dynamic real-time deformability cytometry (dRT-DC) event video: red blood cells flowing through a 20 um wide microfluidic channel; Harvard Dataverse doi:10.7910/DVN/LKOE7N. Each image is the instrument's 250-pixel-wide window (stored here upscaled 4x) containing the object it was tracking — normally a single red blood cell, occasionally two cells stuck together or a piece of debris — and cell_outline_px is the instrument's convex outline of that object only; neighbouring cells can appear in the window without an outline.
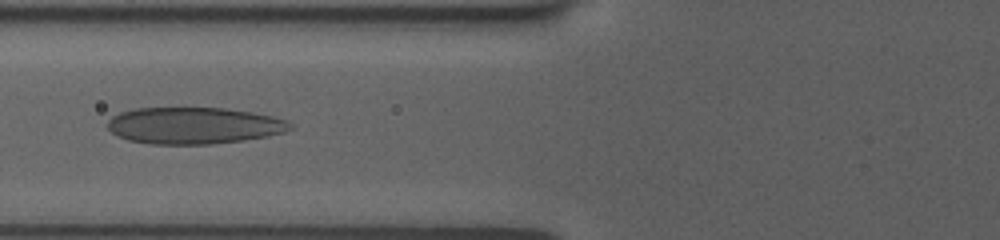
{"species": "human", "species_latin": "Homo sapiens", "temperature_condition": "room temperature", "stored_images_in_passage": 29, "camera_frame_rate_fps": 3000, "um_per_image_px": 0.085, "donor": {"sex": "female"}, "frame": {"image": 1, "passage_image": 7, "time_ms": 1.333, "image_size_px": [1000, 240], "cell_outline_px": [[292, 128], [284, 132], [268, 136], [244, 140], [212, 144], [152, 144], [128, 140], [112, 132], [108, 128], [108, 120], [112, 116], [120, 112], [136, 108], [224, 108], [248, 112], [268, 116], [284, 120], [292, 124]], "centroid_in_image_um": [16.44, 10.68], "position_along_channel_um": 109.4, "area_um2": 38.67}}
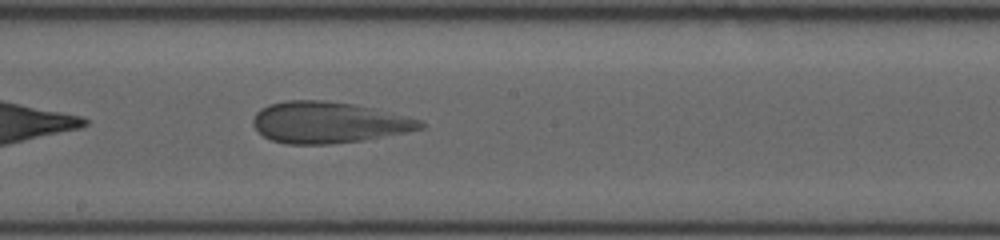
{"frame": {"image": 2, "passage_image": 17, "time_ms": 4.333, "image_size_px": [1000, 240], "cell_outline_px": [[424, 128], [404, 132], [360, 140], [328, 144], [288, 144], [272, 140], [264, 136], [252, 124], [252, 120], [256, 112], [260, 108], [268, 104], [284, 100], [324, 100], [352, 104], [372, 108], [420, 120], [424, 124]], "centroid_in_image_um": [27.84, 10.39], "position_along_channel_um": 220.4, "area_um2": 39.77}}
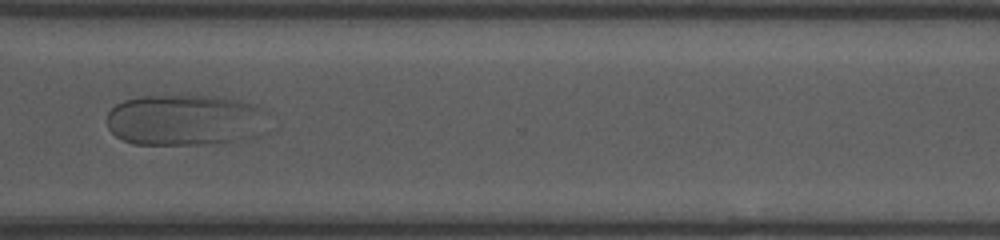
{"frame": {"image": 3, "passage_image": 28, "time_ms": 8.0, "image_size_px": [1000, 240], "cell_outline_px": [[268, 132], [260, 136], [244, 140], [220, 144], [132, 144], [116, 136], [108, 128], [108, 112], [116, 104], [124, 100], [140, 96], [212, 96], [232, 100], [248, 104], [256, 108]], "centroid_in_image_um": [15.67, 10.24], "position_along_channel_um": 354.9, "area_um2": 47.8}}